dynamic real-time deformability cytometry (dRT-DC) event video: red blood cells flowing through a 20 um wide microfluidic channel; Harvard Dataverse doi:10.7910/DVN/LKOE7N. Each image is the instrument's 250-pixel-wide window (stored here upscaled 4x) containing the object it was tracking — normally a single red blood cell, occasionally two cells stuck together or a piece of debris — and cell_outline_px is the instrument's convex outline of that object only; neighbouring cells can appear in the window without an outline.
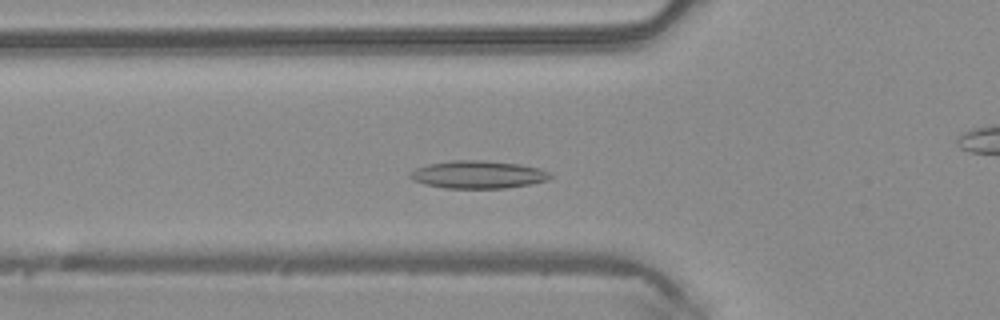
{"species": "common noctule bat (a hibernating species)", "species_latin": "Nyctalus noctula", "temperature_condition": "warm", "stored_images_in_passage": 46, "camera_frame_rate_fps": 3000, "um_per_image_px": 0.085, "animal": {"sex": "male", "body_mass_g": 20.4}, "frame": {"image": 1, "passage_image": 13, "time_ms": 4.0, "image_size_px": [1000, 320], "cell_outline_px": [[552, 176], [548, 180], [532, 184], [504, 188], [444, 188], [424, 184], [412, 180], [408, 176], [416, 168], [428, 164], [452, 160], [480, 160], [520, 164], [540, 168], [552, 172]], "centroid_in_image_um": [40.66, 14.84], "position_along_channel_um": 85.1, "area_um2": 22.77}}
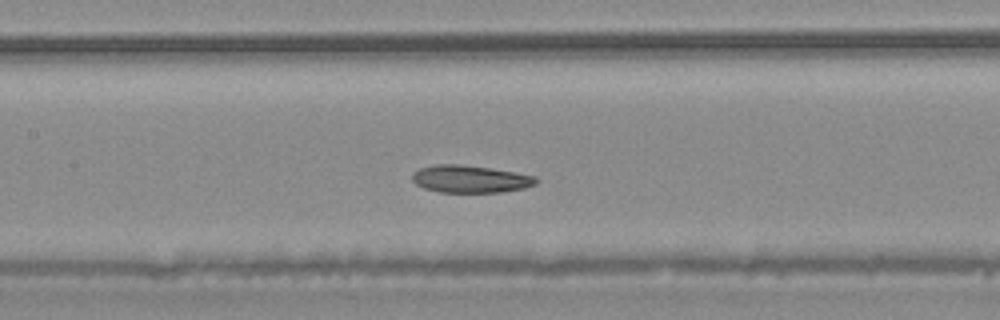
{"frame": {"image": 2, "passage_image": 19, "time_ms": 6.0, "image_size_px": [1000, 320], "cell_outline_px": [[540, 180], [536, 184], [524, 188], [500, 192], [440, 192], [424, 188], [416, 184], [412, 180], [412, 176], [420, 168], [436, 164], [460, 164], [516, 172], [536, 176]], "centroid_in_image_um": [40.01, 15.21], "position_along_channel_um": 167.4, "area_um2": 19.71}}
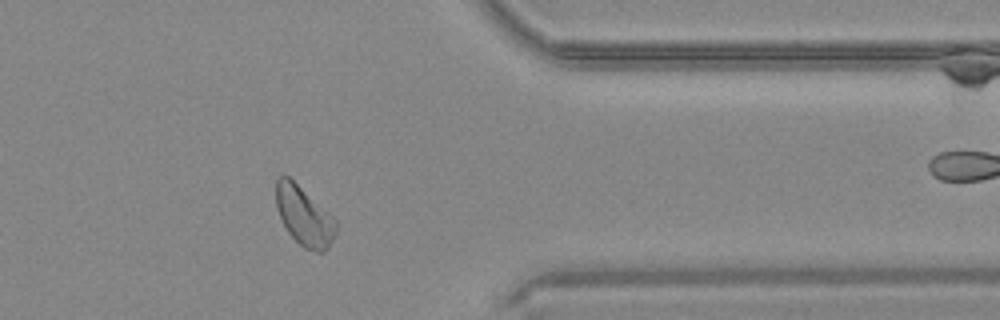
{"frame": {"image": 3, "passage_image": 36, "time_ms": 11.667, "image_size_px": [1000, 320], "cell_outline_px": [[336, 232], [328, 248], [324, 252], [316, 252], [304, 248], [288, 232], [276, 208], [276, 176], [280, 172], [284, 172], [328, 212], [336, 220]], "centroid_in_image_um": [25.82, 18.33], "position_along_channel_um": 385.6, "area_um2": 20.63}, "authors_computed_cell_mechanics": {"area_um2": 20.9525, "velocity_mm_per_s": 4.0872, "shape_relaxation_time_tau1_ms": null, "shape_relaxation_time_tau2_ms": 2.5896, "deformation_change_tau1": null, "deformation_change_tau2": 0.0789}}